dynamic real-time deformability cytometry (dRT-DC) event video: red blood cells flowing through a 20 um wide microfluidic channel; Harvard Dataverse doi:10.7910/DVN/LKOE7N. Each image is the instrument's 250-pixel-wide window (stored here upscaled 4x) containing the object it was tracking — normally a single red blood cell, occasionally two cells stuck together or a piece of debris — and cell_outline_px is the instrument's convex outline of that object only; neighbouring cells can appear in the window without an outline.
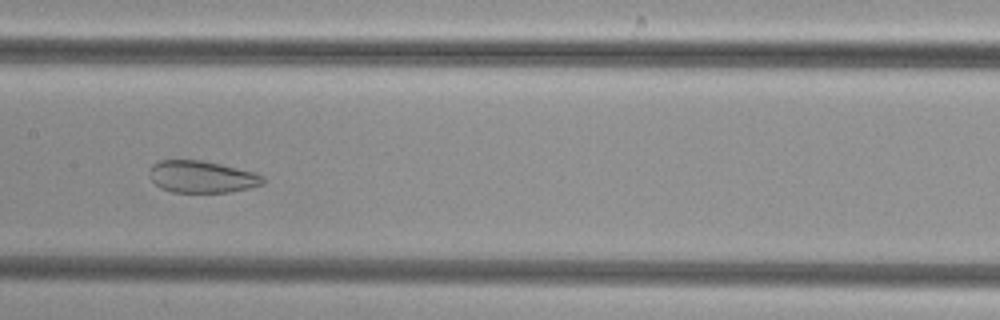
{"species": "common noctule bat (a hibernating species)", "species_latin": "Nyctalus noctula", "temperature_condition": "cold", "stored_images_in_passage": 38, "camera_frame_rate_fps": 3000, "um_per_image_px": 0.085, "animal": {"sex": "female", "body_mass_g": 29.2, "forearm_length_mm": 56.3}, "frame": {"image": 1, "passage_image": 20, "time_ms": 6.333, "image_size_px": [1000, 320], "cell_outline_px": [[264, 184], [248, 188], [228, 192], [172, 192], [160, 188], [148, 176], [148, 172], [152, 164], [160, 160], [200, 160], [220, 164], [256, 172], [264, 176]], "centroid_in_image_um": [17.14, 15.02], "position_along_channel_um": 190.3, "area_um2": 21.27}}
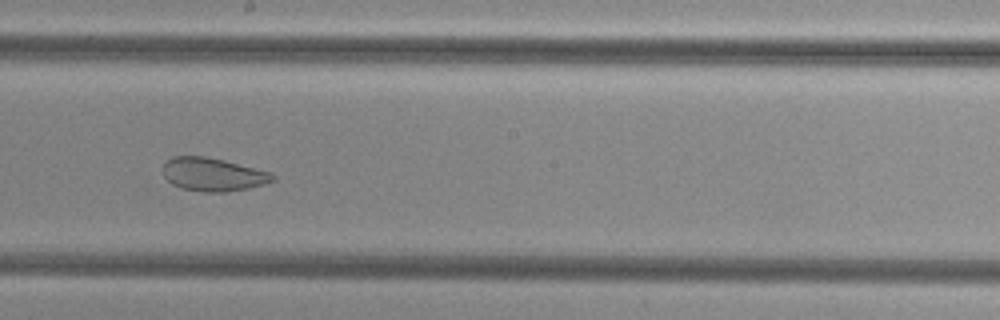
{"frame": {"image": 2, "passage_image": 23, "time_ms": 7.333, "image_size_px": [1000, 320], "cell_outline_px": [[276, 180], [264, 184], [248, 188], [228, 192], [204, 192], [180, 188], [172, 184], [164, 176], [164, 164], [172, 156], [204, 156], [224, 160], [272, 172], [276, 176]], "centroid_in_image_um": [18.14, 14.83], "position_along_channel_um": 230.1, "area_um2": 21.39}}
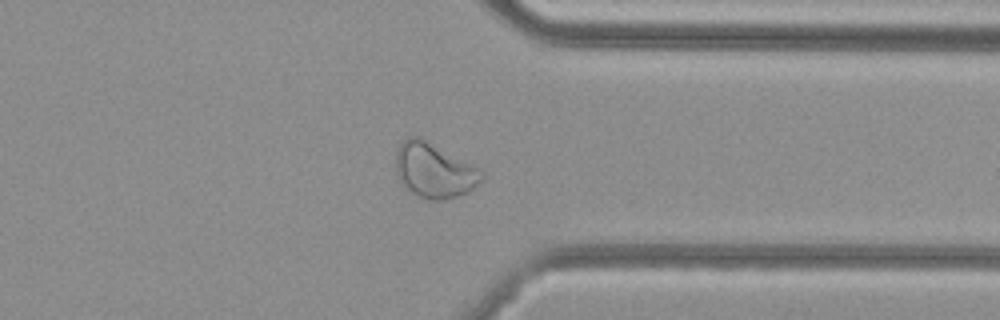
{"frame": {"image": 3, "passage_image": 34, "time_ms": 11.0, "image_size_px": [1000, 320], "cell_outline_px": [[484, 176], [468, 192], [456, 196], [440, 200], [432, 200], [420, 196], [412, 192], [400, 180], [396, 172], [396, 148], [408, 136], [416, 136], [480, 168], [484, 172]], "centroid_in_image_um": [36.89, 14.48], "position_along_channel_um": 374.5, "area_um2": 26.76}}